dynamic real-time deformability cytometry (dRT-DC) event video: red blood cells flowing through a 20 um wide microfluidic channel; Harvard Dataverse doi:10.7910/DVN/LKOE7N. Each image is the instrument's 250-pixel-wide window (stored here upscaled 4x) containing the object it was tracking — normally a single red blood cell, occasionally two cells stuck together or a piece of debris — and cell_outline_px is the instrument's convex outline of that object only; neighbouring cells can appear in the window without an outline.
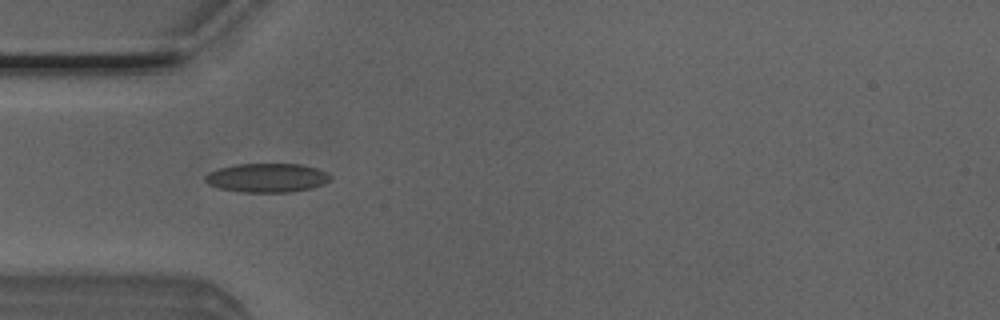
{"species": "Egyptian fruit bat (a non-hibernating species)", "species_latin": "Rousettus aegyptiacus", "temperature_condition": "room temperature", "stored_images_in_passage": 38, "camera_frame_rate_fps": 3000, "um_per_image_px": 0.085, "animal": {"sex": "male"}, "frame": {"image": 1, "passage_image": 3, "time_ms": 0.667, "image_size_px": [1000, 320], "cell_outline_px": [[332, 180], [324, 184], [312, 188], [292, 192], [240, 192], [220, 188], [208, 184], [204, 180], [204, 176], [208, 172], [220, 168], [236, 164], [300, 164], [316, 168], [328, 172], [332, 176]], "centroid_in_image_um": [22.73, 15.11], "position_along_channel_um": 62.3, "area_um2": 21.33}}
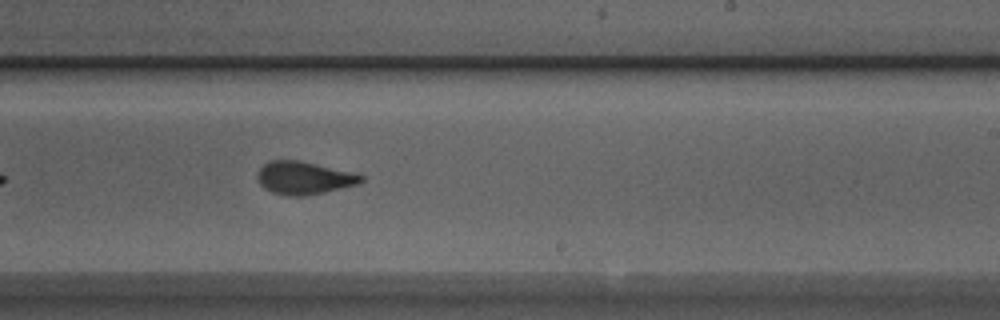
{"frame": {"image": 2, "passage_image": 18, "time_ms": 5.667, "image_size_px": [1000, 320], "cell_outline_px": [[364, 180], [360, 184], [324, 192], [304, 196], [288, 196], [272, 192], [264, 188], [260, 184], [256, 176], [256, 172], [268, 160], [296, 160], [352, 172], [364, 176]], "centroid_in_image_um": [25.81, 15.13], "position_along_channel_um": 263.2, "area_um2": 19.83}}
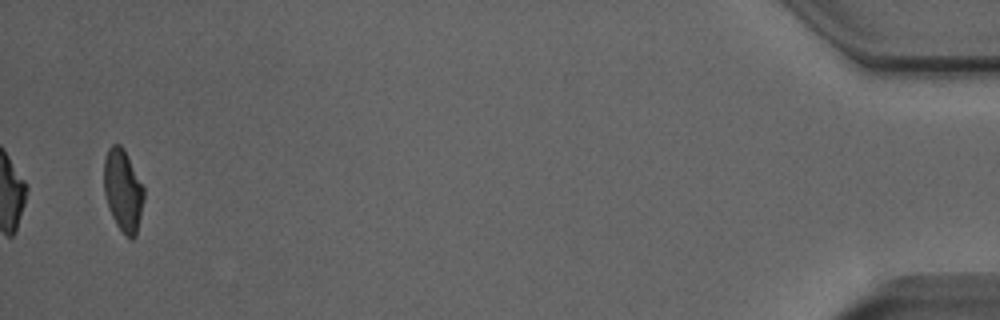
{"frame": {"image": 3, "passage_image": 37, "time_ms": 12.0, "image_size_px": [1000, 320], "cell_outline_px": [[144, 196], [136, 236], [132, 240], [116, 224], [112, 216], [104, 192], [104, 160], [108, 148], [112, 144], [120, 144], [124, 148], [144, 188]], "centroid_in_image_um": [10.45, 16.15], "position_along_channel_um": 424.7, "area_um2": 18.84}, "authors_computed_cell_mechanics": {"area_um2": 19.8254, "velocity_mm_per_s": 4.0329, "shape_relaxation_time_tau1_ms": 6.2391, "shape_relaxation_time_tau2_ms": 1.2224, "deformation_change_tau1": 0.1744, "deformation_change_tau2": 0.0825}}